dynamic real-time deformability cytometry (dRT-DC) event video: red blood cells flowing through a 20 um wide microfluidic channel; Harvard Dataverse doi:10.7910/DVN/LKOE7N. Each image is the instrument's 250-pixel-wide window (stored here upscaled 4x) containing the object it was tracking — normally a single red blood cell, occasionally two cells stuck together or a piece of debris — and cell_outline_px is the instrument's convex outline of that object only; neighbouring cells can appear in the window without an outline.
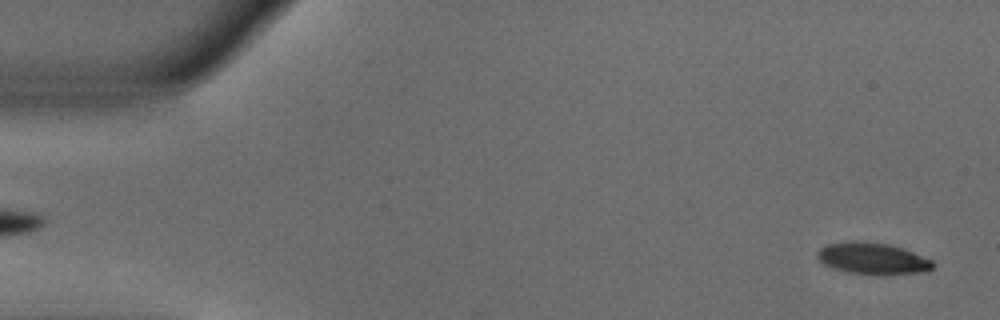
{"species": "common noctule bat (a hibernating species)", "species_latin": "Nyctalus noctula", "temperature_condition": "warm", "stored_images_in_passage": 52, "camera_frame_rate_fps": 3000, "um_per_image_px": 0.085, "animal": {"sex": "male", "body_mass_g": 18.8}, "frame": {"image": 1, "passage_image": 2, "time_ms": 0.333, "image_size_px": [1000, 320], "cell_outline_px": [[936, 264], [932, 268], [924, 272], [884, 276], [880, 276], [848, 272], [824, 264], [816, 256], [816, 252], [820, 248], [828, 244], [852, 240], [856, 240], [888, 244], [904, 248], [932, 260]], "centroid_in_image_um": [74.21, 21.98], "position_along_channel_um": 10.8, "area_um2": 21.62}}
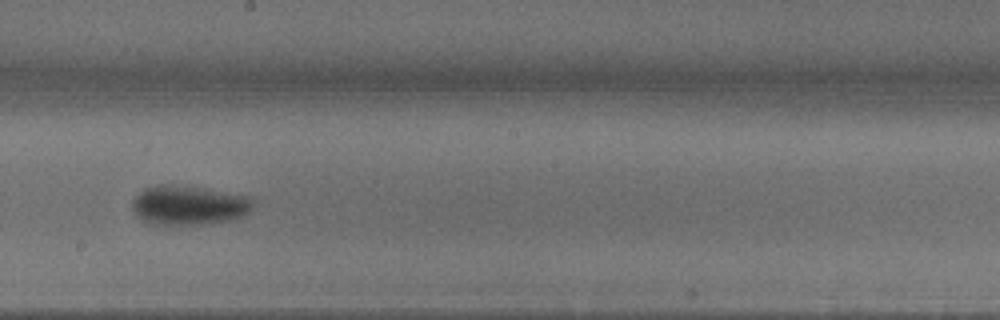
{"frame": {"image": 2, "passage_image": 29, "time_ms": 9.333, "image_size_px": [1000, 320], "cell_outline_px": [[256, 200], [252, 208], [248, 212], [240, 216], [228, 220], [204, 224], [156, 224], [140, 220], [136, 216], [132, 208], [132, 200], [140, 192], [148, 188], [160, 184], [192, 188], [252, 196]], "centroid_in_image_um": [16.04, 17.47], "position_along_channel_um": 232.2, "area_um2": 27.11}}
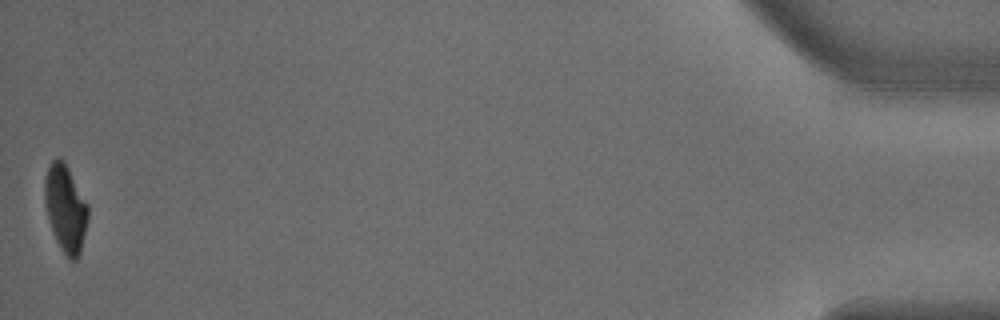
{"frame": {"image": 3, "passage_image": 52, "time_ms": 17.0, "image_size_px": [1000, 320], "cell_outline_px": [[88, 220], [80, 252], [76, 260], [72, 260], [60, 248], [52, 232], [48, 220], [44, 204], [44, 180], [48, 168], [52, 160], [60, 156], [64, 160], [88, 204]], "centroid_in_image_um": [5.55, 17.68], "position_along_channel_um": 429.6, "area_um2": 22.08}, "authors_computed_cell_mechanics": {"area_um2": 24.4783, "velocity_mm_per_s": 3.8183, "shape_relaxation_time_tau1_ms": 2.8038, "shape_relaxation_time_tau2_ms": 1.1763, "deformation_change_tau1": 0.1632, "deformation_change_tau2": 0.0406}}